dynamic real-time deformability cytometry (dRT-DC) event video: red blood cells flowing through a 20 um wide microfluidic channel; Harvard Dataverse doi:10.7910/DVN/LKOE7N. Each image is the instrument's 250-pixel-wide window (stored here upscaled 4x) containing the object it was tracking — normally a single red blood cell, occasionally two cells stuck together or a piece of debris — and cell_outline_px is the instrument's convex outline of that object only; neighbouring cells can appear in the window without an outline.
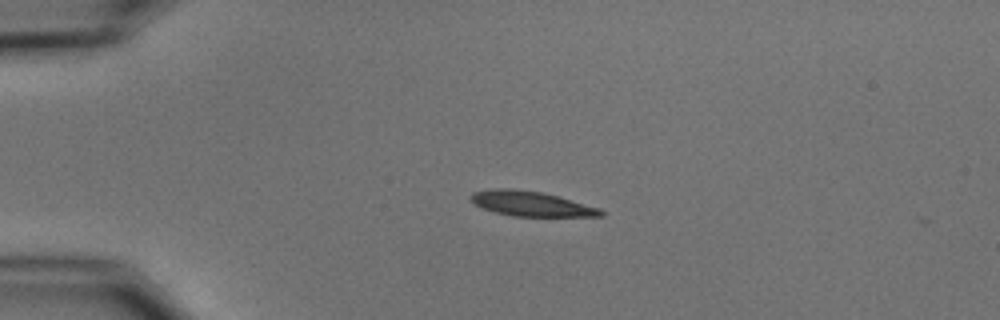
{"species": "common noctule bat (a hibernating species)", "species_latin": "Nyctalus noctula", "temperature_condition": "cold", "stored_images_in_passage": 4, "camera_frame_rate_fps": 3000, "um_per_image_px": 0.085, "animal": {"sex": "male", "body_mass_g": 15.6}, "frame": {"image": 1, "passage_image": 3, "time_ms": 3.0, "image_size_px": [1000, 320], "cell_outline_px": [[604, 216], [512, 216], [496, 212], [484, 208], [476, 204], [468, 196], [472, 192], [492, 188], [512, 188], [540, 192], [556, 196], [600, 208], [604, 212]], "centroid_in_image_um": [45.12, 17.31], "position_along_channel_um": 39.9, "area_um2": 18.61}}